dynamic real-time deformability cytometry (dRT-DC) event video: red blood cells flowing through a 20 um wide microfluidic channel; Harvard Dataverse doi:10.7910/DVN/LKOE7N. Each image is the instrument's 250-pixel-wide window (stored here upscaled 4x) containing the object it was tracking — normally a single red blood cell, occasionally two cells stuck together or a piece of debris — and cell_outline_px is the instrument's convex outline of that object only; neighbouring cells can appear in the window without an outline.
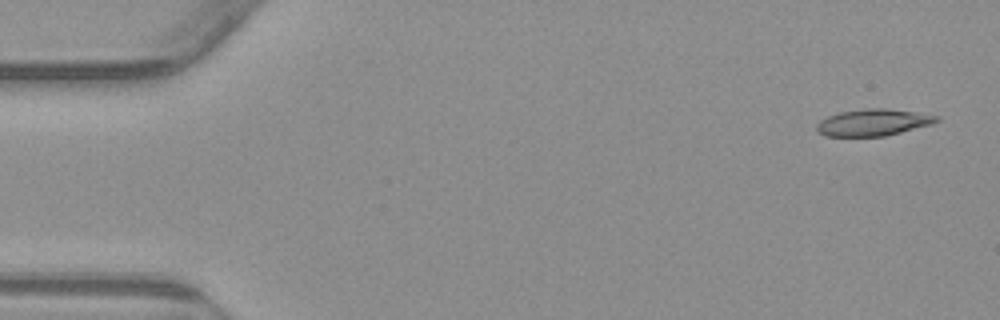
{"species": "common noctule bat (a hibernating species)", "species_latin": "Nyctalus noctula", "temperature_condition": "warm", "stored_images_in_passage": 53, "camera_frame_rate_fps": 3000, "um_per_image_px": 0.085, "animal": {"sex": "male", "body_mass_g": 23.1, "forearm_length_mm": 52.7}, "frame": {"image": 1, "passage_image": 2, "time_ms": 0.333, "image_size_px": [1000, 320], "cell_outline_px": [[940, 120], [932, 124], [884, 136], [824, 136], [816, 128], [816, 124], [820, 120], [828, 116], [840, 112], [864, 108], [888, 108], [940, 116]], "centroid_in_image_um": [74.22, 10.4], "position_along_channel_um": 10.8, "area_um2": 18.61}}
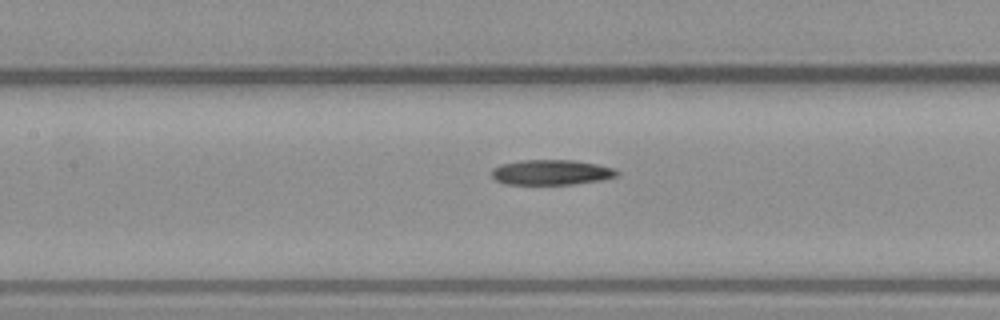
{"frame": {"image": 2, "passage_image": 24, "time_ms": 7.667, "image_size_px": [1000, 320], "cell_outline_px": [[620, 176], [604, 180], [572, 184], [504, 184], [496, 180], [492, 176], [492, 168], [500, 164], [520, 160], [576, 160], [616, 168], [620, 172]], "centroid_in_image_um": [46.91, 14.64], "position_along_channel_um": 160.5, "area_um2": 18.67}}
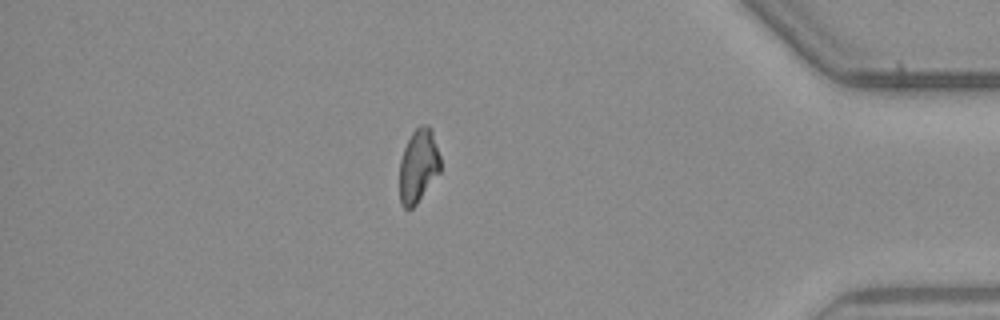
{"frame": {"image": 3, "passage_image": 46, "time_ms": 15.0, "image_size_px": [1000, 320], "cell_outline_px": [[440, 172], [416, 204], [412, 208], [404, 208], [400, 204], [400, 160], [404, 148], [412, 132], [420, 124], [428, 124], [432, 128], [440, 156]], "centroid_in_image_um": [35.57, 14.06], "position_along_channel_um": 399.6, "area_um2": 17.57}}